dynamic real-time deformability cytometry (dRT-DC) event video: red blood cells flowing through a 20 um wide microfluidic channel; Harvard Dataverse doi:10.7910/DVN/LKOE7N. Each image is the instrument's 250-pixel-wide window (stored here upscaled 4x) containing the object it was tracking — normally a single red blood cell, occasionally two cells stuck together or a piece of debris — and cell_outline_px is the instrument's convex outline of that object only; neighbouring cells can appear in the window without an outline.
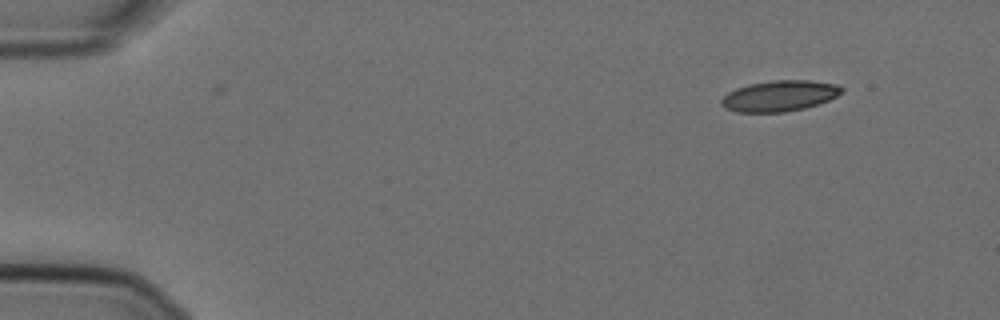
{"species": "Egyptian fruit bat (a non-hibernating species)", "species_latin": "Rousettus aegyptiacus", "temperature_condition": "cold", "stored_images_in_passage": 2, "camera_frame_rate_fps": 3000, "um_per_image_px": 0.085, "animal": {"sex": "female"}, "frame": {"image": 1, "passage_image": 1, "time_ms": 0.0, "image_size_px": [1000, 320], "cell_outline_px": [[844, 92], [820, 104], [804, 108], [784, 112], [736, 112], [724, 108], [720, 104], [720, 100], [728, 92], [736, 88], [748, 84], [772, 80], [808, 80], [840, 84], [844, 88]], "centroid_in_image_um": [66.27, 8.14], "position_along_channel_um": 18.7, "area_um2": 21.91}}